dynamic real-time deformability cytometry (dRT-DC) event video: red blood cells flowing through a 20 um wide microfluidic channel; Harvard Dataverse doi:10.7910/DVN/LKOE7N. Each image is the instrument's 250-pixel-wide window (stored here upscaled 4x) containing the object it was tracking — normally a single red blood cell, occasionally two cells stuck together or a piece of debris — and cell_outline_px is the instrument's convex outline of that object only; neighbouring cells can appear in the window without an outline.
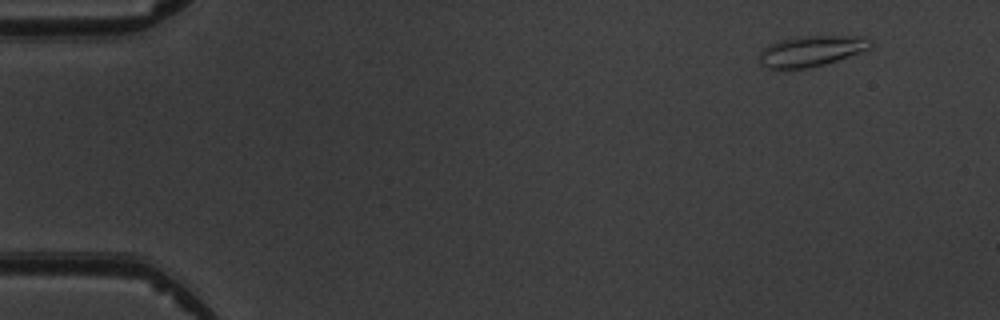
{"species": "common noctule bat (a hibernating species)", "species_latin": "Nyctalus noctula", "temperature_condition": "warm", "stored_images_in_passage": 3, "camera_frame_rate_fps": 3000, "um_per_image_px": 0.085, "animal": {"sex": "male", "body_mass_g": 19.5, "forearm_length_mm": 54.6}, "frame": {"image": 1, "passage_image": 1, "time_ms": 0.0, "image_size_px": [1000, 320], "cell_outline_px": [[872, 48], [824, 64], [808, 68], [768, 68], [760, 64], [760, 52], [768, 44], [776, 40], [796, 36], [864, 36], [872, 40]], "centroid_in_image_um": [68.96, 4.31], "position_along_channel_um": 16.0, "area_um2": 19.94}}